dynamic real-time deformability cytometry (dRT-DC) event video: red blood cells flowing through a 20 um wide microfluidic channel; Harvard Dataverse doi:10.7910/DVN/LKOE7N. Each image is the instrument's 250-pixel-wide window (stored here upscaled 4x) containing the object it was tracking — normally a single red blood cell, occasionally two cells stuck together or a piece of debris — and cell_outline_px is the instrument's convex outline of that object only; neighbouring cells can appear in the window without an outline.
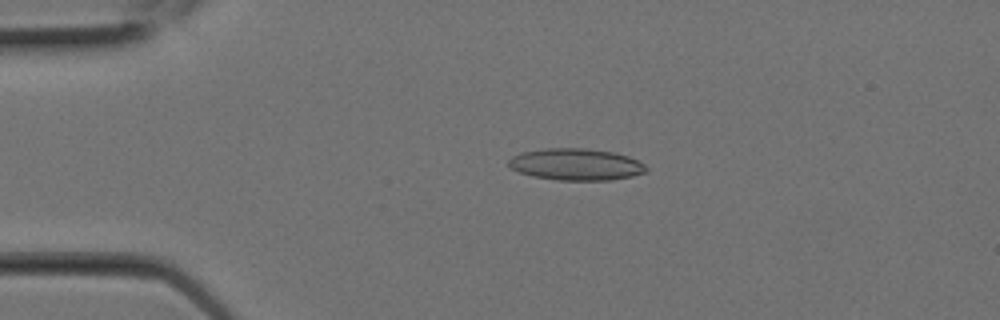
{"species": "Egyptian fruit bat (a non-hibernating species)", "species_latin": "Rousettus aegyptiacus", "temperature_condition": "room temperature", "stored_images_in_passage": 1, "camera_frame_rate_fps": 3000, "um_per_image_px": 0.085, "animal": {"sex": "female"}, "frame": {"image": 1, "passage_image": 1, "time_ms": 0.0, "image_size_px": [1000, 320], "cell_outline_px": [[648, 172], [632, 176], [612, 180], [560, 180], [532, 176], [520, 172], [512, 168], [508, 164], [508, 160], [512, 156], [520, 152], [544, 148], [584, 148], [612, 152], [628, 156], [644, 164], [648, 168]], "centroid_in_image_um": [48.96, 13.97], "position_along_channel_um": 36.0, "area_um2": 25.49}}